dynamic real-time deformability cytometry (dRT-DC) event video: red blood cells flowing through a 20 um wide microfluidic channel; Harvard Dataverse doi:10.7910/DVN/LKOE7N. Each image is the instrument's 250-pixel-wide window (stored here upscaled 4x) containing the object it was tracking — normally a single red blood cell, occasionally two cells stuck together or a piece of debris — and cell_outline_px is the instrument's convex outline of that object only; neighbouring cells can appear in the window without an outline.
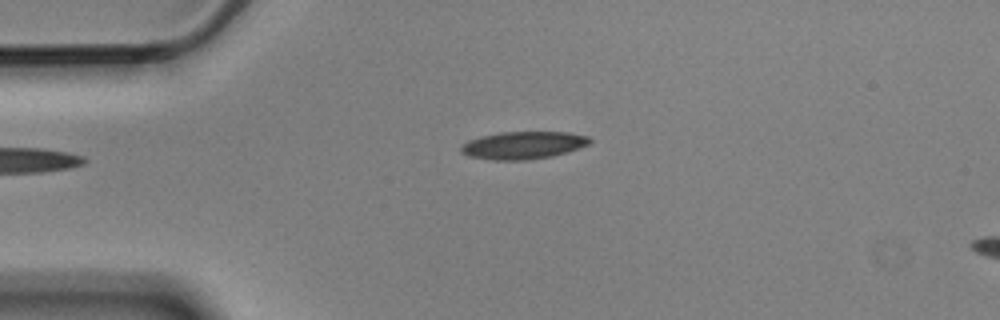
{"species": "Egyptian fruit bat (a non-hibernating species)", "species_latin": "Rousettus aegyptiacus", "temperature_condition": "cold", "stored_images_in_passage": 4, "segment_of_instrument_passage": [1, 2], "camera_frame_rate_fps": 3000, "um_per_image_px": 0.085, "animal": {"sex": "male"}, "frame": {"image": 1, "passage_image": 2, "time_ms": 0.333, "image_size_px": [1000, 320], "cell_outline_px": [[592, 140], [588, 144], [552, 156], [524, 160], [496, 160], [472, 156], [460, 152], [460, 148], [468, 140], [480, 136], [500, 132], [568, 132], [588, 136]], "centroid_in_image_um": [44.45, 12.33], "position_along_channel_um": 40.5, "area_um2": 20.35}}